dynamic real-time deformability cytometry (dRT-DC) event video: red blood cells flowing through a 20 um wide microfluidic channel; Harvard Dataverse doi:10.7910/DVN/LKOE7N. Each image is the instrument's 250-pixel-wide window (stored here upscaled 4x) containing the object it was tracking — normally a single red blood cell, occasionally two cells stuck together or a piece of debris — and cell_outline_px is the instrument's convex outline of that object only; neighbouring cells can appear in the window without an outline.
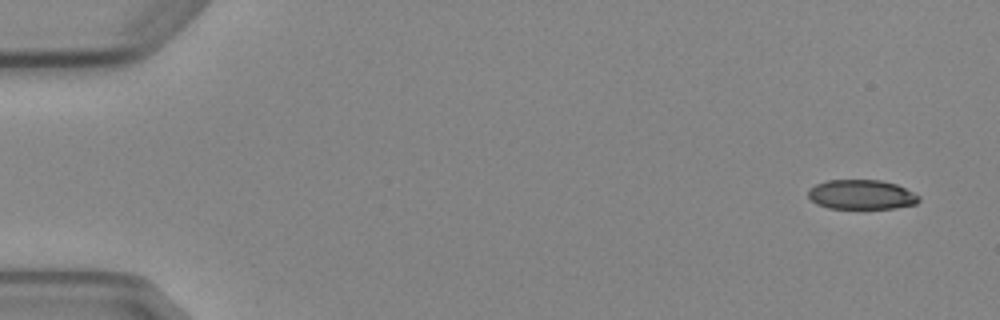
{"species": "Egyptian fruit bat (a non-hibernating species)", "species_latin": "Rousettus aegyptiacus", "temperature_condition": "cold", "stored_images_in_passage": 5, "camera_frame_rate_fps": 3000, "um_per_image_px": 0.085, "animal": {"sex": "female"}, "frame": {"image": 1, "passage_image": 1, "time_ms": 0.0, "image_size_px": [1000, 320], "cell_outline_px": [[920, 200], [916, 204], [896, 208], [828, 208], [816, 204], [808, 196], [808, 188], [816, 184], [828, 180], [880, 180], [896, 184], [920, 196]], "centroid_in_image_um": [73.21, 16.54], "position_along_channel_um": 11.8, "area_um2": 19.07}}
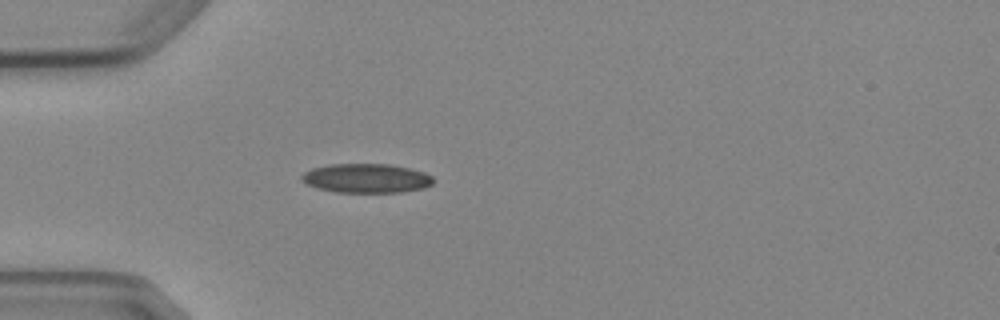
{"frame": {"image": 2, "passage_image": 5, "time_ms": 4.333, "image_size_px": [1000, 320], "cell_outline_px": [[432, 184], [424, 188], [400, 192], [336, 192], [316, 188], [300, 180], [300, 176], [304, 172], [312, 168], [328, 164], [388, 164], [408, 168], [424, 172], [432, 176]], "centroid_in_image_um": [31.1, 15.15], "position_along_channel_um": 53.9, "area_um2": 22.37}}